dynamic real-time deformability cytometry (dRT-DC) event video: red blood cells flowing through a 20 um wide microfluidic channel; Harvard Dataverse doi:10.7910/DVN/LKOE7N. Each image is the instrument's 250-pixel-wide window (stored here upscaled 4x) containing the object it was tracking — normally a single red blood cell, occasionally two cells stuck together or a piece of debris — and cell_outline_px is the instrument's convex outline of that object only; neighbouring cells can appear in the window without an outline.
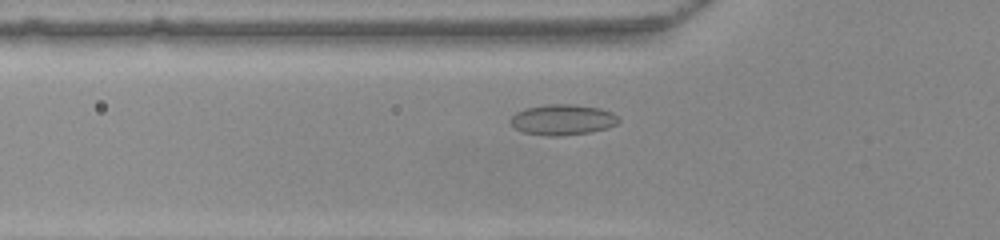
{"species": "common noctule bat (a hibernating species)", "species_latin": "Nyctalus noctula", "temperature_condition": "warm", "stored_images_in_passage": 42, "camera_frame_rate_fps": 3000, "um_per_image_px": 0.085, "animal": {"sex": "female", "body_mass_g": 22.0, "forearm_length_mm": 56.7}, "frame": {"image": 1, "passage_image": 8, "time_ms": 2.333, "image_size_px": [1000, 240], "cell_outline_px": [[620, 120], [616, 124], [608, 128], [588, 132], [560, 136], [548, 136], [524, 132], [516, 128], [508, 120], [516, 112], [524, 108], [548, 104], [572, 104], [600, 108], [612, 112]], "centroid_in_image_um": [47.81, 10.17], "position_along_channel_um": 78.0, "area_um2": 19.25}}
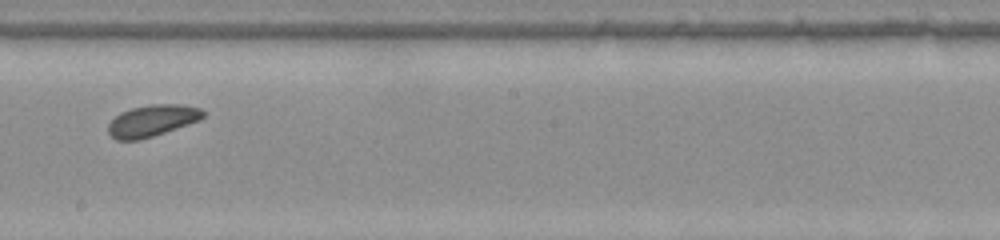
{"frame": {"image": 2, "passage_image": 20, "time_ms": 6.333, "image_size_px": [1000, 240], "cell_outline_px": [[204, 116], [200, 120], [140, 140], [116, 140], [108, 132], [108, 124], [120, 112], [132, 108], [152, 104], [180, 104], [200, 108], [204, 112]], "centroid_in_image_um": [12.92, 10.25], "position_along_channel_um": 235.3, "area_um2": 17.28}}
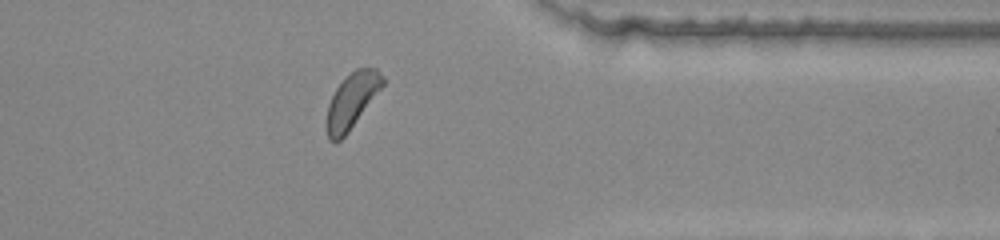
{"frame": {"image": 3, "passage_image": 32, "time_ms": 10.333, "image_size_px": [1000, 240], "cell_outline_px": [[384, 84], [348, 132], [336, 144], [328, 140], [328, 104], [336, 88], [356, 68], [376, 68], [384, 76]], "centroid_in_image_um": [29.92, 8.56], "position_along_channel_um": 381.5, "area_um2": 17.46}, "authors_computed_cell_mechanics": {"area_um2": 18.0625, "velocity_mm_per_s": 3.9317, "shape_relaxation_time_tau1_ms": 4.6223, "shape_relaxation_time_tau2_ms": null, "deformation_change_tau1": 0.0537, "deformation_change_tau2": null}}